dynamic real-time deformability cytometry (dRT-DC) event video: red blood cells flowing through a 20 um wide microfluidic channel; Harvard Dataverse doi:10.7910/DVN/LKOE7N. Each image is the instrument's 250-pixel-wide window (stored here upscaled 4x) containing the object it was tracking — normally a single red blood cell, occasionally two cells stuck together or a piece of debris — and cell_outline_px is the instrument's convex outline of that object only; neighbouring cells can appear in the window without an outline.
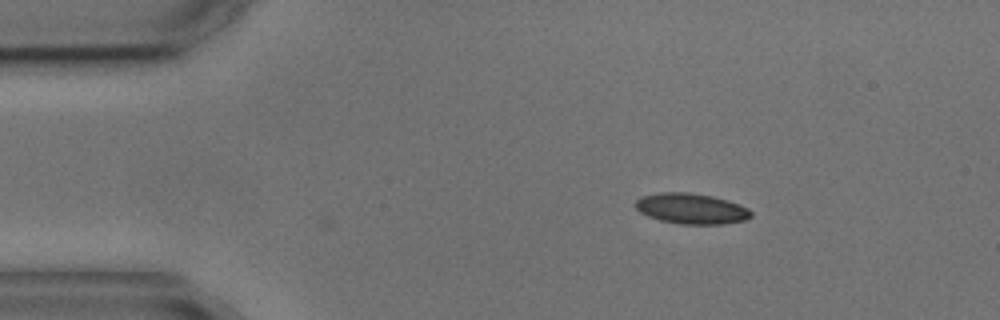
{"species": "common noctule bat (a hibernating species)", "species_latin": "Nyctalus noctula", "temperature_condition": "cold", "stored_images_in_passage": 3, "camera_frame_rate_fps": 3000, "um_per_image_px": 0.085, "animal": {"sex": "male", "body_mass_g": 17.9, "forearm_length_mm": 54.2}, "frame": {"image": 1, "passage_image": 3, "time_ms": 2.333, "image_size_px": [1000, 320], "cell_outline_px": [[752, 216], [744, 220], [724, 224], [680, 224], [660, 220], [648, 216], [640, 212], [636, 208], [636, 200], [640, 196], [660, 192], [688, 192], [712, 196], [728, 200], [740, 204], [748, 208], [752, 212]], "centroid_in_image_um": [58.77, 17.73], "position_along_channel_um": 26.2, "area_um2": 20.69}}